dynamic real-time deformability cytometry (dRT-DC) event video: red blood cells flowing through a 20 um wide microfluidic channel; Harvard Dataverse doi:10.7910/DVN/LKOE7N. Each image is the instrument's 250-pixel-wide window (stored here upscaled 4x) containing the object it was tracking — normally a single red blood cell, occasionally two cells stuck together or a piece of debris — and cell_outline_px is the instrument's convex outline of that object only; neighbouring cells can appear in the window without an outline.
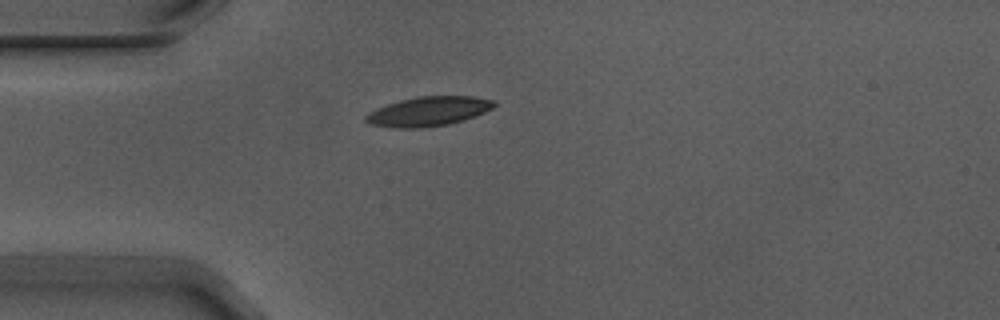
{"species": "Egyptian fruit bat (a non-hibernating species)", "species_latin": "Rousettus aegyptiacus", "temperature_condition": "warm", "stored_images_in_passage": 2, "camera_frame_rate_fps": 3000, "um_per_image_px": 0.085, "animal": {"sex": "male"}, "frame": {"image": 1, "passage_image": 1, "time_ms": 0.0, "image_size_px": [1000, 320], "cell_outline_px": [[496, 104], [492, 108], [476, 116], [464, 120], [448, 124], [420, 128], [396, 128], [372, 124], [364, 120], [364, 116], [368, 112], [376, 108], [400, 100], [420, 96], [472, 96], [496, 100]], "centroid_in_image_um": [36.43, 9.46], "position_along_channel_um": 48.6, "area_um2": 22.02}}